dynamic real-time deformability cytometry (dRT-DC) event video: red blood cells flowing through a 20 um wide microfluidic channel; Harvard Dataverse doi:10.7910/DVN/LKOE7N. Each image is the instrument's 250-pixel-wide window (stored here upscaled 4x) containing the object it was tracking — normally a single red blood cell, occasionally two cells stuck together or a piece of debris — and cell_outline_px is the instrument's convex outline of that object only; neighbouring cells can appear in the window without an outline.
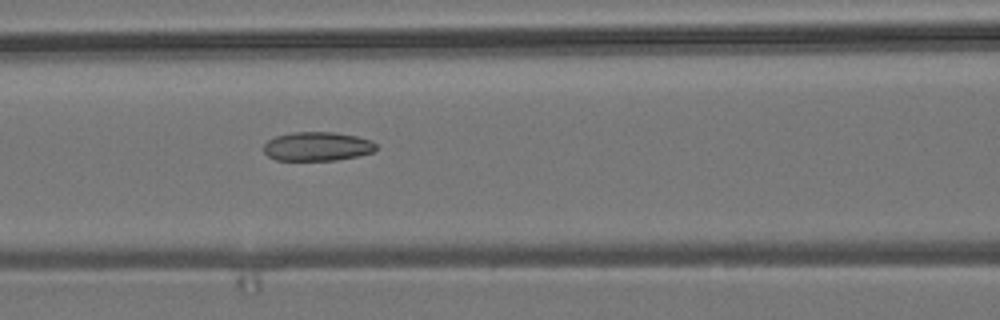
{"species": "common noctule bat (a hibernating species)", "species_latin": "Nyctalus noctula", "temperature_condition": "room temperature", "stored_images_in_passage": 24, "camera_frame_rate_fps": 3000, "um_per_image_px": 0.085, "animal": {"sex": "male", "body_mass_g": 19.2, "forearm_length_mm": 51.8}, "frame": {"image": 1, "passage_image": 23, "time_ms": 7.333, "image_size_px": [1000, 320], "cell_outline_px": [[376, 148], [372, 152], [356, 156], [336, 160], [276, 160], [268, 156], [264, 152], [264, 144], [268, 140], [276, 136], [292, 132], [336, 132], [356, 136], [372, 140], [376, 144]], "centroid_in_image_um": [26.96, 12.44], "position_along_channel_um": 139.6, "area_um2": 18.96}}